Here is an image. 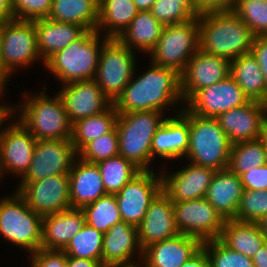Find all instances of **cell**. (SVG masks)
I'll list each match as a JSON object with an SVG mask.
<instances>
[{
	"label": "cell",
	"instance_id": "ab89813d",
	"mask_svg": "<svg viewBox=\"0 0 267 267\" xmlns=\"http://www.w3.org/2000/svg\"><path fill=\"white\" fill-rule=\"evenodd\" d=\"M233 12L255 37L267 35V0H236Z\"/></svg>",
	"mask_w": 267,
	"mask_h": 267
},
{
	"label": "cell",
	"instance_id": "8992f818",
	"mask_svg": "<svg viewBox=\"0 0 267 267\" xmlns=\"http://www.w3.org/2000/svg\"><path fill=\"white\" fill-rule=\"evenodd\" d=\"M163 114L160 111H133L117 116L119 155L140 170H153L150 168L151 144L157 129L166 119Z\"/></svg>",
	"mask_w": 267,
	"mask_h": 267
},
{
	"label": "cell",
	"instance_id": "83f0119b",
	"mask_svg": "<svg viewBox=\"0 0 267 267\" xmlns=\"http://www.w3.org/2000/svg\"><path fill=\"white\" fill-rule=\"evenodd\" d=\"M37 50L45 62L56 52L74 42L86 30L73 23L56 22L49 18L35 20Z\"/></svg>",
	"mask_w": 267,
	"mask_h": 267
},
{
	"label": "cell",
	"instance_id": "4dcf8cb0",
	"mask_svg": "<svg viewBox=\"0 0 267 267\" xmlns=\"http://www.w3.org/2000/svg\"><path fill=\"white\" fill-rule=\"evenodd\" d=\"M48 18L73 23L85 30H96L99 21V0H52Z\"/></svg>",
	"mask_w": 267,
	"mask_h": 267
},
{
	"label": "cell",
	"instance_id": "681fc988",
	"mask_svg": "<svg viewBox=\"0 0 267 267\" xmlns=\"http://www.w3.org/2000/svg\"><path fill=\"white\" fill-rule=\"evenodd\" d=\"M181 267H210L206 252L201 248Z\"/></svg>",
	"mask_w": 267,
	"mask_h": 267
},
{
	"label": "cell",
	"instance_id": "8fae6325",
	"mask_svg": "<svg viewBox=\"0 0 267 267\" xmlns=\"http://www.w3.org/2000/svg\"><path fill=\"white\" fill-rule=\"evenodd\" d=\"M173 208L180 234L198 238L201 242L220 238L225 220L205 197L173 202Z\"/></svg>",
	"mask_w": 267,
	"mask_h": 267
},
{
	"label": "cell",
	"instance_id": "5bb4252c",
	"mask_svg": "<svg viewBox=\"0 0 267 267\" xmlns=\"http://www.w3.org/2000/svg\"><path fill=\"white\" fill-rule=\"evenodd\" d=\"M78 157L71 140H37L29 169L20 181H38L59 174H69Z\"/></svg>",
	"mask_w": 267,
	"mask_h": 267
},
{
	"label": "cell",
	"instance_id": "5b68a950",
	"mask_svg": "<svg viewBox=\"0 0 267 267\" xmlns=\"http://www.w3.org/2000/svg\"><path fill=\"white\" fill-rule=\"evenodd\" d=\"M101 35L96 30H86L74 42L51 56L45 62V68L62 84L94 79L100 51L109 39L105 36L100 39Z\"/></svg>",
	"mask_w": 267,
	"mask_h": 267
},
{
	"label": "cell",
	"instance_id": "7a4b0ae2",
	"mask_svg": "<svg viewBox=\"0 0 267 267\" xmlns=\"http://www.w3.org/2000/svg\"><path fill=\"white\" fill-rule=\"evenodd\" d=\"M199 49L230 62L251 53L255 36L233 11L198 16Z\"/></svg>",
	"mask_w": 267,
	"mask_h": 267
},
{
	"label": "cell",
	"instance_id": "8d00e7d4",
	"mask_svg": "<svg viewBox=\"0 0 267 267\" xmlns=\"http://www.w3.org/2000/svg\"><path fill=\"white\" fill-rule=\"evenodd\" d=\"M81 209L86 224L103 234L116 223L122 221L115 194L107 193Z\"/></svg>",
	"mask_w": 267,
	"mask_h": 267
},
{
	"label": "cell",
	"instance_id": "7bdbcfd3",
	"mask_svg": "<svg viewBox=\"0 0 267 267\" xmlns=\"http://www.w3.org/2000/svg\"><path fill=\"white\" fill-rule=\"evenodd\" d=\"M150 11L164 26L184 23L194 18L184 8V0H156Z\"/></svg>",
	"mask_w": 267,
	"mask_h": 267
},
{
	"label": "cell",
	"instance_id": "cb8c5ba5",
	"mask_svg": "<svg viewBox=\"0 0 267 267\" xmlns=\"http://www.w3.org/2000/svg\"><path fill=\"white\" fill-rule=\"evenodd\" d=\"M178 111L175 116L166 117L157 129L151 144V163L156 156L166 160L185 158L188 151L189 122Z\"/></svg>",
	"mask_w": 267,
	"mask_h": 267
},
{
	"label": "cell",
	"instance_id": "ee69618b",
	"mask_svg": "<svg viewBox=\"0 0 267 267\" xmlns=\"http://www.w3.org/2000/svg\"><path fill=\"white\" fill-rule=\"evenodd\" d=\"M52 0H12L15 20L35 21L48 18Z\"/></svg>",
	"mask_w": 267,
	"mask_h": 267
},
{
	"label": "cell",
	"instance_id": "277c9868",
	"mask_svg": "<svg viewBox=\"0 0 267 267\" xmlns=\"http://www.w3.org/2000/svg\"><path fill=\"white\" fill-rule=\"evenodd\" d=\"M180 113L189 122L188 151L185 158L192 164L215 171L228 168L232 143L218 120L197 116L184 106Z\"/></svg>",
	"mask_w": 267,
	"mask_h": 267
},
{
	"label": "cell",
	"instance_id": "680465c9",
	"mask_svg": "<svg viewBox=\"0 0 267 267\" xmlns=\"http://www.w3.org/2000/svg\"><path fill=\"white\" fill-rule=\"evenodd\" d=\"M8 81H9L8 78L5 76L3 71L0 69V89L6 90L5 87Z\"/></svg>",
	"mask_w": 267,
	"mask_h": 267
},
{
	"label": "cell",
	"instance_id": "9c48e42d",
	"mask_svg": "<svg viewBox=\"0 0 267 267\" xmlns=\"http://www.w3.org/2000/svg\"><path fill=\"white\" fill-rule=\"evenodd\" d=\"M135 52L117 38H109L100 51L94 80L112 103L136 74Z\"/></svg>",
	"mask_w": 267,
	"mask_h": 267
},
{
	"label": "cell",
	"instance_id": "f35d334b",
	"mask_svg": "<svg viewBox=\"0 0 267 267\" xmlns=\"http://www.w3.org/2000/svg\"><path fill=\"white\" fill-rule=\"evenodd\" d=\"M210 267H255L252 258L227 247L219 238L202 242Z\"/></svg>",
	"mask_w": 267,
	"mask_h": 267
},
{
	"label": "cell",
	"instance_id": "e0dca14e",
	"mask_svg": "<svg viewBox=\"0 0 267 267\" xmlns=\"http://www.w3.org/2000/svg\"><path fill=\"white\" fill-rule=\"evenodd\" d=\"M230 63L225 58L210 55L199 49L180 74L184 104L197 91L226 79L230 75Z\"/></svg>",
	"mask_w": 267,
	"mask_h": 267
},
{
	"label": "cell",
	"instance_id": "f907efd6",
	"mask_svg": "<svg viewBox=\"0 0 267 267\" xmlns=\"http://www.w3.org/2000/svg\"><path fill=\"white\" fill-rule=\"evenodd\" d=\"M13 20L12 0H0V26Z\"/></svg>",
	"mask_w": 267,
	"mask_h": 267
},
{
	"label": "cell",
	"instance_id": "94428289",
	"mask_svg": "<svg viewBox=\"0 0 267 267\" xmlns=\"http://www.w3.org/2000/svg\"><path fill=\"white\" fill-rule=\"evenodd\" d=\"M262 138H263V141H264V143L266 145V149H267V128L265 129Z\"/></svg>",
	"mask_w": 267,
	"mask_h": 267
},
{
	"label": "cell",
	"instance_id": "44dd1931",
	"mask_svg": "<svg viewBox=\"0 0 267 267\" xmlns=\"http://www.w3.org/2000/svg\"><path fill=\"white\" fill-rule=\"evenodd\" d=\"M137 228L142 249L180 234L175 224L173 202L163 190L152 200Z\"/></svg>",
	"mask_w": 267,
	"mask_h": 267
},
{
	"label": "cell",
	"instance_id": "30bf717a",
	"mask_svg": "<svg viewBox=\"0 0 267 267\" xmlns=\"http://www.w3.org/2000/svg\"><path fill=\"white\" fill-rule=\"evenodd\" d=\"M41 59L37 50L35 21L13 20L0 26V69L9 79L17 68Z\"/></svg>",
	"mask_w": 267,
	"mask_h": 267
},
{
	"label": "cell",
	"instance_id": "4316f807",
	"mask_svg": "<svg viewBox=\"0 0 267 267\" xmlns=\"http://www.w3.org/2000/svg\"><path fill=\"white\" fill-rule=\"evenodd\" d=\"M243 190L240 176L225 168L215 172L205 198L224 220H232L240 205Z\"/></svg>",
	"mask_w": 267,
	"mask_h": 267
},
{
	"label": "cell",
	"instance_id": "11a10c76",
	"mask_svg": "<svg viewBox=\"0 0 267 267\" xmlns=\"http://www.w3.org/2000/svg\"><path fill=\"white\" fill-rule=\"evenodd\" d=\"M133 1L134 4L136 5V8L139 11H143V10H151L156 0H133Z\"/></svg>",
	"mask_w": 267,
	"mask_h": 267
},
{
	"label": "cell",
	"instance_id": "3957f363",
	"mask_svg": "<svg viewBox=\"0 0 267 267\" xmlns=\"http://www.w3.org/2000/svg\"><path fill=\"white\" fill-rule=\"evenodd\" d=\"M46 90L30 96L25 92L23 102L12 106L13 115L19 112L18 121L36 140H70L72 124L63 100L58 93L46 95Z\"/></svg>",
	"mask_w": 267,
	"mask_h": 267
},
{
	"label": "cell",
	"instance_id": "60d3db41",
	"mask_svg": "<svg viewBox=\"0 0 267 267\" xmlns=\"http://www.w3.org/2000/svg\"><path fill=\"white\" fill-rule=\"evenodd\" d=\"M118 132L116 126L103 136L87 143L79 152L78 157L88 163L100 161L119 154Z\"/></svg>",
	"mask_w": 267,
	"mask_h": 267
},
{
	"label": "cell",
	"instance_id": "c3c4849f",
	"mask_svg": "<svg viewBox=\"0 0 267 267\" xmlns=\"http://www.w3.org/2000/svg\"><path fill=\"white\" fill-rule=\"evenodd\" d=\"M251 53L257 59L267 87V35L256 36Z\"/></svg>",
	"mask_w": 267,
	"mask_h": 267
},
{
	"label": "cell",
	"instance_id": "d6986e66",
	"mask_svg": "<svg viewBox=\"0 0 267 267\" xmlns=\"http://www.w3.org/2000/svg\"><path fill=\"white\" fill-rule=\"evenodd\" d=\"M58 94L71 124L100 114L113 104L94 79L63 84Z\"/></svg>",
	"mask_w": 267,
	"mask_h": 267
},
{
	"label": "cell",
	"instance_id": "1f68e13d",
	"mask_svg": "<svg viewBox=\"0 0 267 267\" xmlns=\"http://www.w3.org/2000/svg\"><path fill=\"white\" fill-rule=\"evenodd\" d=\"M227 247L252 258L266 238L257 223L225 220L219 238Z\"/></svg>",
	"mask_w": 267,
	"mask_h": 267
},
{
	"label": "cell",
	"instance_id": "bcb514c9",
	"mask_svg": "<svg viewBox=\"0 0 267 267\" xmlns=\"http://www.w3.org/2000/svg\"><path fill=\"white\" fill-rule=\"evenodd\" d=\"M243 189L267 190V164L260 167H252L249 171L240 175Z\"/></svg>",
	"mask_w": 267,
	"mask_h": 267
},
{
	"label": "cell",
	"instance_id": "d6a6232c",
	"mask_svg": "<svg viewBox=\"0 0 267 267\" xmlns=\"http://www.w3.org/2000/svg\"><path fill=\"white\" fill-rule=\"evenodd\" d=\"M133 0H99V21L96 31L107 38H118L136 17Z\"/></svg>",
	"mask_w": 267,
	"mask_h": 267
},
{
	"label": "cell",
	"instance_id": "816d5d0a",
	"mask_svg": "<svg viewBox=\"0 0 267 267\" xmlns=\"http://www.w3.org/2000/svg\"><path fill=\"white\" fill-rule=\"evenodd\" d=\"M66 267H104L97 260L80 259L67 256Z\"/></svg>",
	"mask_w": 267,
	"mask_h": 267
},
{
	"label": "cell",
	"instance_id": "2e32d148",
	"mask_svg": "<svg viewBox=\"0 0 267 267\" xmlns=\"http://www.w3.org/2000/svg\"><path fill=\"white\" fill-rule=\"evenodd\" d=\"M13 121L0 129L1 178L4 177V173L16 174L18 178L26 173L37 141L18 120Z\"/></svg>",
	"mask_w": 267,
	"mask_h": 267
},
{
	"label": "cell",
	"instance_id": "f5cc1de1",
	"mask_svg": "<svg viewBox=\"0 0 267 267\" xmlns=\"http://www.w3.org/2000/svg\"><path fill=\"white\" fill-rule=\"evenodd\" d=\"M255 267H267V244L265 243L252 257Z\"/></svg>",
	"mask_w": 267,
	"mask_h": 267
},
{
	"label": "cell",
	"instance_id": "d4e9b609",
	"mask_svg": "<svg viewBox=\"0 0 267 267\" xmlns=\"http://www.w3.org/2000/svg\"><path fill=\"white\" fill-rule=\"evenodd\" d=\"M85 224L81 208L43 216L41 249L62 251Z\"/></svg>",
	"mask_w": 267,
	"mask_h": 267
},
{
	"label": "cell",
	"instance_id": "b9f144b4",
	"mask_svg": "<svg viewBox=\"0 0 267 267\" xmlns=\"http://www.w3.org/2000/svg\"><path fill=\"white\" fill-rule=\"evenodd\" d=\"M267 215V190L244 189L234 220L257 223Z\"/></svg>",
	"mask_w": 267,
	"mask_h": 267
},
{
	"label": "cell",
	"instance_id": "f546056e",
	"mask_svg": "<svg viewBox=\"0 0 267 267\" xmlns=\"http://www.w3.org/2000/svg\"><path fill=\"white\" fill-rule=\"evenodd\" d=\"M230 76L250 101L267 104V87L262 70L252 53L236 57L230 63Z\"/></svg>",
	"mask_w": 267,
	"mask_h": 267
},
{
	"label": "cell",
	"instance_id": "9f6ffc18",
	"mask_svg": "<svg viewBox=\"0 0 267 267\" xmlns=\"http://www.w3.org/2000/svg\"><path fill=\"white\" fill-rule=\"evenodd\" d=\"M184 8L193 16L196 17L195 0H184Z\"/></svg>",
	"mask_w": 267,
	"mask_h": 267
},
{
	"label": "cell",
	"instance_id": "7402d4cb",
	"mask_svg": "<svg viewBox=\"0 0 267 267\" xmlns=\"http://www.w3.org/2000/svg\"><path fill=\"white\" fill-rule=\"evenodd\" d=\"M136 253L139 260H142L143 249L139 243L137 227L121 221L103 234L101 264L104 267L135 263L137 261L133 259L134 256L137 257Z\"/></svg>",
	"mask_w": 267,
	"mask_h": 267
},
{
	"label": "cell",
	"instance_id": "836d02e7",
	"mask_svg": "<svg viewBox=\"0 0 267 267\" xmlns=\"http://www.w3.org/2000/svg\"><path fill=\"white\" fill-rule=\"evenodd\" d=\"M118 112L112 104L106 111L72 124L71 142L78 153L87 143L110 132L116 126Z\"/></svg>",
	"mask_w": 267,
	"mask_h": 267
},
{
	"label": "cell",
	"instance_id": "4fadbf2b",
	"mask_svg": "<svg viewBox=\"0 0 267 267\" xmlns=\"http://www.w3.org/2000/svg\"><path fill=\"white\" fill-rule=\"evenodd\" d=\"M36 213L45 216L71 208L69 174H59L38 181H20L16 190Z\"/></svg>",
	"mask_w": 267,
	"mask_h": 267
},
{
	"label": "cell",
	"instance_id": "7dc6e473",
	"mask_svg": "<svg viewBox=\"0 0 267 267\" xmlns=\"http://www.w3.org/2000/svg\"><path fill=\"white\" fill-rule=\"evenodd\" d=\"M236 0H195L196 17L218 12L233 11Z\"/></svg>",
	"mask_w": 267,
	"mask_h": 267
},
{
	"label": "cell",
	"instance_id": "6da1fadb",
	"mask_svg": "<svg viewBox=\"0 0 267 267\" xmlns=\"http://www.w3.org/2000/svg\"><path fill=\"white\" fill-rule=\"evenodd\" d=\"M145 73L131 78L123 92L113 102L118 114L133 111H160L183 101L180 74L172 68L150 61Z\"/></svg>",
	"mask_w": 267,
	"mask_h": 267
},
{
	"label": "cell",
	"instance_id": "d590c367",
	"mask_svg": "<svg viewBox=\"0 0 267 267\" xmlns=\"http://www.w3.org/2000/svg\"><path fill=\"white\" fill-rule=\"evenodd\" d=\"M102 176L104 189L109 194L118 193L141 170L121 155L96 164Z\"/></svg>",
	"mask_w": 267,
	"mask_h": 267
},
{
	"label": "cell",
	"instance_id": "ac0fdd59",
	"mask_svg": "<svg viewBox=\"0 0 267 267\" xmlns=\"http://www.w3.org/2000/svg\"><path fill=\"white\" fill-rule=\"evenodd\" d=\"M216 119L232 144L258 139L267 128V104L250 101L225 111Z\"/></svg>",
	"mask_w": 267,
	"mask_h": 267
},
{
	"label": "cell",
	"instance_id": "f1b7e54d",
	"mask_svg": "<svg viewBox=\"0 0 267 267\" xmlns=\"http://www.w3.org/2000/svg\"><path fill=\"white\" fill-rule=\"evenodd\" d=\"M164 25L160 23L150 10L138 11L130 25L117 38L132 51L136 49L147 55L158 42ZM135 49V50H134Z\"/></svg>",
	"mask_w": 267,
	"mask_h": 267
},
{
	"label": "cell",
	"instance_id": "7c38bea8",
	"mask_svg": "<svg viewBox=\"0 0 267 267\" xmlns=\"http://www.w3.org/2000/svg\"><path fill=\"white\" fill-rule=\"evenodd\" d=\"M162 174L141 170L115 194L122 221L138 227L152 200L162 190Z\"/></svg>",
	"mask_w": 267,
	"mask_h": 267
},
{
	"label": "cell",
	"instance_id": "52a82bcc",
	"mask_svg": "<svg viewBox=\"0 0 267 267\" xmlns=\"http://www.w3.org/2000/svg\"><path fill=\"white\" fill-rule=\"evenodd\" d=\"M43 216L34 212L16 191L0 199V235L29 254L41 249Z\"/></svg>",
	"mask_w": 267,
	"mask_h": 267
},
{
	"label": "cell",
	"instance_id": "9a60e30c",
	"mask_svg": "<svg viewBox=\"0 0 267 267\" xmlns=\"http://www.w3.org/2000/svg\"><path fill=\"white\" fill-rule=\"evenodd\" d=\"M249 98L229 75L226 79L197 91L185 108L201 117L217 118L230 109L249 103Z\"/></svg>",
	"mask_w": 267,
	"mask_h": 267
},
{
	"label": "cell",
	"instance_id": "6f0895ef",
	"mask_svg": "<svg viewBox=\"0 0 267 267\" xmlns=\"http://www.w3.org/2000/svg\"><path fill=\"white\" fill-rule=\"evenodd\" d=\"M261 232L264 234L265 238L267 237V215L263 216L258 222Z\"/></svg>",
	"mask_w": 267,
	"mask_h": 267
},
{
	"label": "cell",
	"instance_id": "ba28073f",
	"mask_svg": "<svg viewBox=\"0 0 267 267\" xmlns=\"http://www.w3.org/2000/svg\"><path fill=\"white\" fill-rule=\"evenodd\" d=\"M198 50L199 24L198 17H194L184 23L165 25L149 56L154 64L175 69L181 74Z\"/></svg>",
	"mask_w": 267,
	"mask_h": 267
},
{
	"label": "cell",
	"instance_id": "ffe728a7",
	"mask_svg": "<svg viewBox=\"0 0 267 267\" xmlns=\"http://www.w3.org/2000/svg\"><path fill=\"white\" fill-rule=\"evenodd\" d=\"M215 172L188 162L186 167L172 174L161 172L162 190L172 202L204 198Z\"/></svg>",
	"mask_w": 267,
	"mask_h": 267
},
{
	"label": "cell",
	"instance_id": "db71d44e",
	"mask_svg": "<svg viewBox=\"0 0 267 267\" xmlns=\"http://www.w3.org/2000/svg\"><path fill=\"white\" fill-rule=\"evenodd\" d=\"M5 90L0 89V96L2 97V95L4 96ZM12 116L13 117H17L15 115H13V110H12V106L11 105H1L0 104V127L3 126L4 122H8L6 120H12ZM1 129V128H0Z\"/></svg>",
	"mask_w": 267,
	"mask_h": 267
},
{
	"label": "cell",
	"instance_id": "e575fe53",
	"mask_svg": "<svg viewBox=\"0 0 267 267\" xmlns=\"http://www.w3.org/2000/svg\"><path fill=\"white\" fill-rule=\"evenodd\" d=\"M267 164V149L263 138L232 144L228 168L240 176L252 167Z\"/></svg>",
	"mask_w": 267,
	"mask_h": 267
},
{
	"label": "cell",
	"instance_id": "603a6c76",
	"mask_svg": "<svg viewBox=\"0 0 267 267\" xmlns=\"http://www.w3.org/2000/svg\"><path fill=\"white\" fill-rule=\"evenodd\" d=\"M201 246L198 238L179 234L144 248L141 261L146 267H181Z\"/></svg>",
	"mask_w": 267,
	"mask_h": 267
},
{
	"label": "cell",
	"instance_id": "f6af8a7d",
	"mask_svg": "<svg viewBox=\"0 0 267 267\" xmlns=\"http://www.w3.org/2000/svg\"><path fill=\"white\" fill-rule=\"evenodd\" d=\"M31 267H66L67 255L63 251L39 249L30 256Z\"/></svg>",
	"mask_w": 267,
	"mask_h": 267
},
{
	"label": "cell",
	"instance_id": "91938a15",
	"mask_svg": "<svg viewBox=\"0 0 267 267\" xmlns=\"http://www.w3.org/2000/svg\"><path fill=\"white\" fill-rule=\"evenodd\" d=\"M111 267H146L143 262L142 264L136 262V263H132V264H123V265H115V266H111Z\"/></svg>",
	"mask_w": 267,
	"mask_h": 267
},
{
	"label": "cell",
	"instance_id": "74e56055",
	"mask_svg": "<svg viewBox=\"0 0 267 267\" xmlns=\"http://www.w3.org/2000/svg\"><path fill=\"white\" fill-rule=\"evenodd\" d=\"M103 233L85 224L62 250L68 257L97 260L102 259Z\"/></svg>",
	"mask_w": 267,
	"mask_h": 267
},
{
	"label": "cell",
	"instance_id": "484cf974",
	"mask_svg": "<svg viewBox=\"0 0 267 267\" xmlns=\"http://www.w3.org/2000/svg\"><path fill=\"white\" fill-rule=\"evenodd\" d=\"M69 192L71 208H82L106 195L98 166L77 157L69 172Z\"/></svg>",
	"mask_w": 267,
	"mask_h": 267
}]
</instances>
